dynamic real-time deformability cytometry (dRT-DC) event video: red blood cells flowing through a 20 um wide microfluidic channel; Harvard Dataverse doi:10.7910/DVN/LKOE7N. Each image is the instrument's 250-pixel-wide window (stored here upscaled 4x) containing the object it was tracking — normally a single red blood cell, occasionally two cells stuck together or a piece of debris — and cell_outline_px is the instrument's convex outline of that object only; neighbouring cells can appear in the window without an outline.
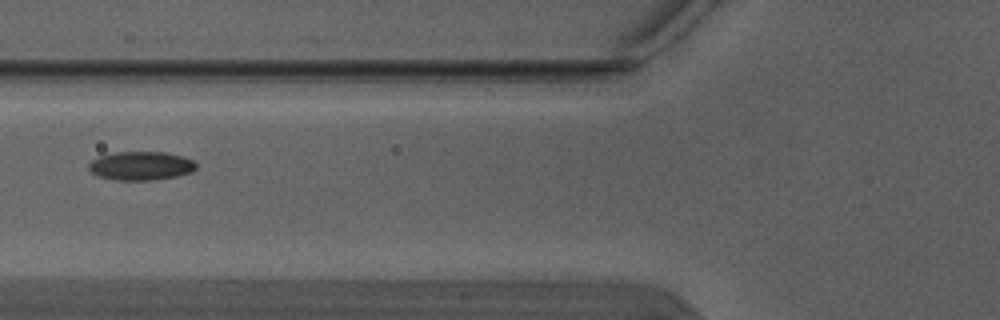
{"species": "Egyptian fruit bat (a non-hibernating species)", "species_latin": "Rousettus aegyptiacus", "temperature_condition": "warm", "stored_images_in_passage": 4, "camera_frame_rate_fps": 3000, "um_per_image_px": 0.085, "animal": {"sex": "male"}, "frame": {"image": 1, "passage_image": 3, "time_ms": 0.667, "image_size_px": [1000, 320], "cell_outline_px": [[196, 168], [192, 172], [176, 176], [152, 180], [116, 180], [100, 176], [92, 172], [88, 168], [88, 164], [92, 160], [100, 156], [116, 152], [164, 152], [184, 156], [192, 160], [196, 164]], "centroid_in_image_um": [11.99, 14.09], "position_along_channel_um": 113.8, "area_um2": 17.86}}